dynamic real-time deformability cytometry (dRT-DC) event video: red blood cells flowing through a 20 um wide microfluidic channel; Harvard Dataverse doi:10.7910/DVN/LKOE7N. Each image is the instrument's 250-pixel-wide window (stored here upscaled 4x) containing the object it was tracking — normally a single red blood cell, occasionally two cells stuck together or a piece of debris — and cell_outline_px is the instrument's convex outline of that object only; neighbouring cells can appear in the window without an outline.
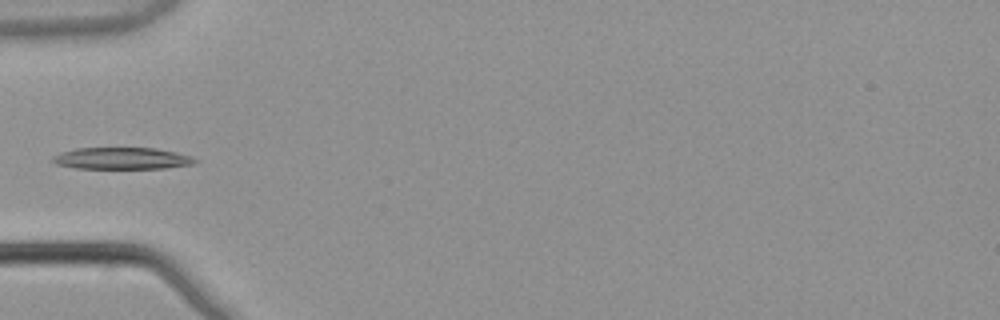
{"species": "common noctule bat (a hibernating species)", "species_latin": "Nyctalus noctula", "temperature_condition": "warm", "stored_images_in_passage": 5, "camera_frame_rate_fps": 3000, "um_per_image_px": 0.085, "animal": {"sex": "male", "body_mass_g": 21.5, "forearm_length_mm": 52.0}, "frame": {"image": 1, "passage_image": 5, "time_ms": 1.333, "image_size_px": [1000, 320], "cell_outline_px": [[200, 160], [196, 164], [164, 168], [76, 168], [56, 164], [52, 160], [52, 156], [60, 152], [76, 148], [156, 148], [176, 152], [192, 156]], "centroid_in_image_um": [10.41, 13.46], "position_along_channel_um": 74.6, "area_um2": 18.15}}